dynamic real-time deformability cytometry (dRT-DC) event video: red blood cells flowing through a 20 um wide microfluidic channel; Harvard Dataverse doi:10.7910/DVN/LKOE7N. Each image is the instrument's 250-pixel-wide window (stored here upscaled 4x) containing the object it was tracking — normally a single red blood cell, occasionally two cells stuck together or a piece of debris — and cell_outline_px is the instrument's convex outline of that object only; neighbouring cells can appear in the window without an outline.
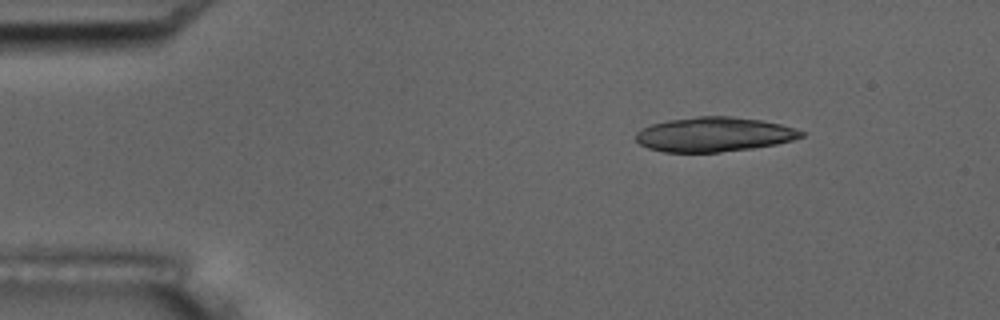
{"species": "common noctule bat (a hibernating species)", "species_latin": "Nyctalus noctula", "temperature_condition": "room temperature", "stored_images_in_passage": 17, "camera_frame_rate_fps": 3000, "um_per_image_px": 0.085, "animal": {"sex": "male", "body_mass_g": 17.5, "forearm_length_mm": 52.3}, "frame": {"image": 1, "passage_image": 3, "time_ms": 2.333, "image_size_px": [1000, 320], "cell_outline_px": [[804, 136], [792, 140], [776, 144], [752, 148], [720, 152], [664, 152], [648, 148], [640, 144], [636, 140], [636, 132], [640, 128], [652, 124], [668, 120], [696, 116], [732, 116], [760, 120], [780, 124], [796, 128], [804, 132]], "centroid_in_image_um": [60.68, 11.42], "position_along_channel_um": 24.3, "area_um2": 33.35}, "authors_computed_cell_mechanics": {"area_um2": 21.5594, "velocity_mm_per_s": 3.555, "shape_relaxation_time_tau1_ms": 11.3094, "shape_relaxation_time_tau2_ms": 1.4283, "deformation_change_tau1": 0.2145, "deformation_change_tau2": 0.0785}}